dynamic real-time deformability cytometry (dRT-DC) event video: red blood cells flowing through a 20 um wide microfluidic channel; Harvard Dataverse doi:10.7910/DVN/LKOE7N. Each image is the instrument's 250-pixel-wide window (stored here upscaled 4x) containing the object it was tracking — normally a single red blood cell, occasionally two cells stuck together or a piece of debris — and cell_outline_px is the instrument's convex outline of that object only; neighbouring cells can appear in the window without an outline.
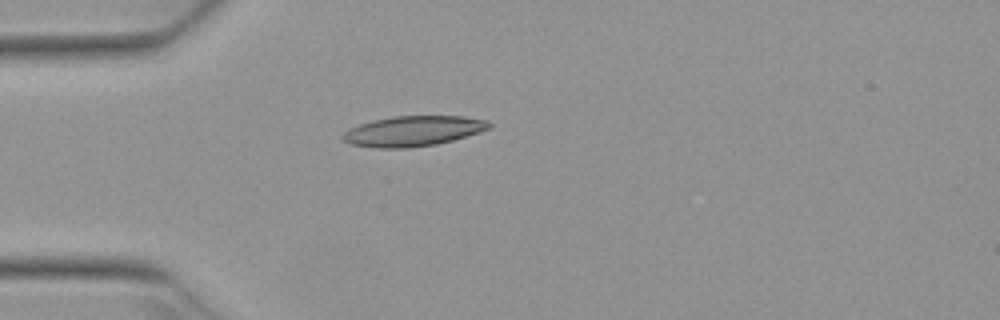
{"species": "Egyptian fruit bat (a non-hibernating species)", "species_latin": "Rousettus aegyptiacus", "temperature_condition": "warm", "stored_images_in_passage": 5, "camera_frame_rate_fps": 3000, "um_per_image_px": 0.085, "animal": {"sex": "female"}, "frame": {"image": 1, "passage_image": 4, "time_ms": 1.0, "image_size_px": [1000, 320], "cell_outline_px": [[492, 128], [480, 132], [452, 140], [436, 144], [408, 148], [380, 148], [352, 144], [340, 140], [340, 136], [348, 128], [360, 124], [392, 116], [464, 116], [488, 120], [492, 124]], "centroid_in_image_um": [35.12, 11.14], "position_along_channel_um": 49.9, "area_um2": 25.89}}